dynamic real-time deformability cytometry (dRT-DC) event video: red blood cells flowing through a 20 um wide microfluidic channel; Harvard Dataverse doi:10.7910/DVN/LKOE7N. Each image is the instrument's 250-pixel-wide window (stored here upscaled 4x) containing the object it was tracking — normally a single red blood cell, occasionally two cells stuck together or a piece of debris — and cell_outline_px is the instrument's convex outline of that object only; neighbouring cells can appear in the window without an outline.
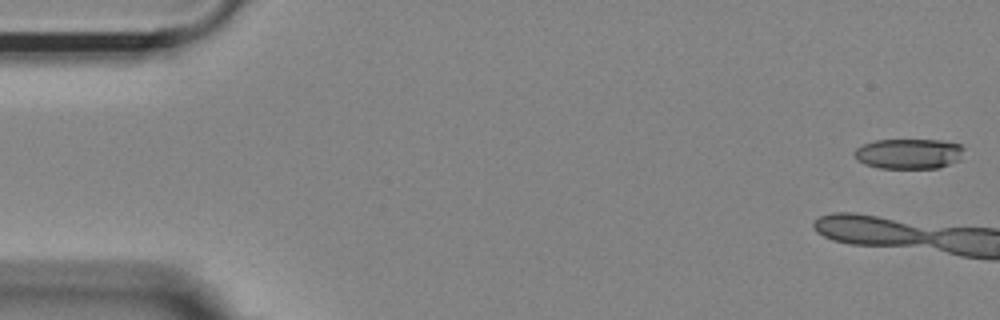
{"species": "Egyptian fruit bat (a non-hibernating species)", "species_latin": "Rousettus aegyptiacus", "temperature_condition": "room temperature", "stored_images_in_passage": 6, "camera_frame_rate_fps": 3000, "um_per_image_px": 0.085, "animal": {"sex": "female"}, "frame": {"image": 1, "passage_image": 1, "time_ms": 0.0, "image_size_px": [1000, 320], "cell_outline_px": [[964, 148], [960, 160], [940, 168], [880, 168], [864, 164], [856, 160], [852, 152], [856, 148], [864, 144], [876, 140], [940, 140], [960, 144]], "centroid_in_image_um": [77.24, 13.07], "position_along_channel_um": 7.8, "area_um2": 19.48}}